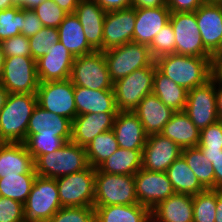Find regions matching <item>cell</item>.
Wrapping results in <instances>:
<instances>
[{
	"instance_id": "obj_35",
	"label": "cell",
	"mask_w": 222,
	"mask_h": 222,
	"mask_svg": "<svg viewBox=\"0 0 222 222\" xmlns=\"http://www.w3.org/2000/svg\"><path fill=\"white\" fill-rule=\"evenodd\" d=\"M119 148L113 130H108L97 135L86 147L89 165L97 169Z\"/></svg>"
},
{
	"instance_id": "obj_39",
	"label": "cell",
	"mask_w": 222,
	"mask_h": 222,
	"mask_svg": "<svg viewBox=\"0 0 222 222\" xmlns=\"http://www.w3.org/2000/svg\"><path fill=\"white\" fill-rule=\"evenodd\" d=\"M23 8L14 6L0 11V43L21 34Z\"/></svg>"
},
{
	"instance_id": "obj_15",
	"label": "cell",
	"mask_w": 222,
	"mask_h": 222,
	"mask_svg": "<svg viewBox=\"0 0 222 222\" xmlns=\"http://www.w3.org/2000/svg\"><path fill=\"white\" fill-rule=\"evenodd\" d=\"M135 8L106 12L103 24V51L133 42Z\"/></svg>"
},
{
	"instance_id": "obj_34",
	"label": "cell",
	"mask_w": 222,
	"mask_h": 222,
	"mask_svg": "<svg viewBox=\"0 0 222 222\" xmlns=\"http://www.w3.org/2000/svg\"><path fill=\"white\" fill-rule=\"evenodd\" d=\"M181 156L205 189H215L214 167L198 146L182 149Z\"/></svg>"
},
{
	"instance_id": "obj_33",
	"label": "cell",
	"mask_w": 222,
	"mask_h": 222,
	"mask_svg": "<svg viewBox=\"0 0 222 222\" xmlns=\"http://www.w3.org/2000/svg\"><path fill=\"white\" fill-rule=\"evenodd\" d=\"M142 168V150L118 148L98 169L107 174L135 175Z\"/></svg>"
},
{
	"instance_id": "obj_54",
	"label": "cell",
	"mask_w": 222,
	"mask_h": 222,
	"mask_svg": "<svg viewBox=\"0 0 222 222\" xmlns=\"http://www.w3.org/2000/svg\"><path fill=\"white\" fill-rule=\"evenodd\" d=\"M44 0H13L14 6L24 9H33L40 5Z\"/></svg>"
},
{
	"instance_id": "obj_31",
	"label": "cell",
	"mask_w": 222,
	"mask_h": 222,
	"mask_svg": "<svg viewBox=\"0 0 222 222\" xmlns=\"http://www.w3.org/2000/svg\"><path fill=\"white\" fill-rule=\"evenodd\" d=\"M152 93L175 112L184 111L188 90L166 77L157 67L154 73Z\"/></svg>"
},
{
	"instance_id": "obj_44",
	"label": "cell",
	"mask_w": 222,
	"mask_h": 222,
	"mask_svg": "<svg viewBox=\"0 0 222 222\" xmlns=\"http://www.w3.org/2000/svg\"><path fill=\"white\" fill-rule=\"evenodd\" d=\"M0 222H26L23 204L0 196Z\"/></svg>"
},
{
	"instance_id": "obj_61",
	"label": "cell",
	"mask_w": 222,
	"mask_h": 222,
	"mask_svg": "<svg viewBox=\"0 0 222 222\" xmlns=\"http://www.w3.org/2000/svg\"><path fill=\"white\" fill-rule=\"evenodd\" d=\"M146 222H154V219L150 217Z\"/></svg>"
},
{
	"instance_id": "obj_6",
	"label": "cell",
	"mask_w": 222,
	"mask_h": 222,
	"mask_svg": "<svg viewBox=\"0 0 222 222\" xmlns=\"http://www.w3.org/2000/svg\"><path fill=\"white\" fill-rule=\"evenodd\" d=\"M110 79L114 83L128 76L135 70L151 66L152 58L149 47L136 42L103 51Z\"/></svg>"
},
{
	"instance_id": "obj_23",
	"label": "cell",
	"mask_w": 222,
	"mask_h": 222,
	"mask_svg": "<svg viewBox=\"0 0 222 222\" xmlns=\"http://www.w3.org/2000/svg\"><path fill=\"white\" fill-rule=\"evenodd\" d=\"M133 112L138 116L147 136L161 134L175 113L153 93L146 95Z\"/></svg>"
},
{
	"instance_id": "obj_32",
	"label": "cell",
	"mask_w": 222,
	"mask_h": 222,
	"mask_svg": "<svg viewBox=\"0 0 222 222\" xmlns=\"http://www.w3.org/2000/svg\"><path fill=\"white\" fill-rule=\"evenodd\" d=\"M166 174L175 193L193 196L206 190L182 156L168 167Z\"/></svg>"
},
{
	"instance_id": "obj_53",
	"label": "cell",
	"mask_w": 222,
	"mask_h": 222,
	"mask_svg": "<svg viewBox=\"0 0 222 222\" xmlns=\"http://www.w3.org/2000/svg\"><path fill=\"white\" fill-rule=\"evenodd\" d=\"M66 13H74L76 7L78 6L79 0H52Z\"/></svg>"
},
{
	"instance_id": "obj_37",
	"label": "cell",
	"mask_w": 222,
	"mask_h": 222,
	"mask_svg": "<svg viewBox=\"0 0 222 222\" xmlns=\"http://www.w3.org/2000/svg\"><path fill=\"white\" fill-rule=\"evenodd\" d=\"M217 189L193 195V222H215Z\"/></svg>"
},
{
	"instance_id": "obj_5",
	"label": "cell",
	"mask_w": 222,
	"mask_h": 222,
	"mask_svg": "<svg viewBox=\"0 0 222 222\" xmlns=\"http://www.w3.org/2000/svg\"><path fill=\"white\" fill-rule=\"evenodd\" d=\"M23 207L26 222H47L62 207L56 179L37 175Z\"/></svg>"
},
{
	"instance_id": "obj_28",
	"label": "cell",
	"mask_w": 222,
	"mask_h": 222,
	"mask_svg": "<svg viewBox=\"0 0 222 222\" xmlns=\"http://www.w3.org/2000/svg\"><path fill=\"white\" fill-rule=\"evenodd\" d=\"M57 30L59 42L66 47L73 57L95 52L89 45L83 27L75 13H68Z\"/></svg>"
},
{
	"instance_id": "obj_13",
	"label": "cell",
	"mask_w": 222,
	"mask_h": 222,
	"mask_svg": "<svg viewBox=\"0 0 222 222\" xmlns=\"http://www.w3.org/2000/svg\"><path fill=\"white\" fill-rule=\"evenodd\" d=\"M169 22L175 34L177 54L212 57L204 47L195 12L171 13Z\"/></svg>"
},
{
	"instance_id": "obj_55",
	"label": "cell",
	"mask_w": 222,
	"mask_h": 222,
	"mask_svg": "<svg viewBox=\"0 0 222 222\" xmlns=\"http://www.w3.org/2000/svg\"><path fill=\"white\" fill-rule=\"evenodd\" d=\"M215 83L219 84L218 88H217V85L215 86L216 101H217V114H218L219 119H222V82H217L215 80Z\"/></svg>"
},
{
	"instance_id": "obj_45",
	"label": "cell",
	"mask_w": 222,
	"mask_h": 222,
	"mask_svg": "<svg viewBox=\"0 0 222 222\" xmlns=\"http://www.w3.org/2000/svg\"><path fill=\"white\" fill-rule=\"evenodd\" d=\"M198 147L200 149H222L221 120L200 130V140Z\"/></svg>"
},
{
	"instance_id": "obj_24",
	"label": "cell",
	"mask_w": 222,
	"mask_h": 222,
	"mask_svg": "<svg viewBox=\"0 0 222 222\" xmlns=\"http://www.w3.org/2000/svg\"><path fill=\"white\" fill-rule=\"evenodd\" d=\"M112 130L119 148L143 150L148 136L134 112H117Z\"/></svg>"
},
{
	"instance_id": "obj_10",
	"label": "cell",
	"mask_w": 222,
	"mask_h": 222,
	"mask_svg": "<svg viewBox=\"0 0 222 222\" xmlns=\"http://www.w3.org/2000/svg\"><path fill=\"white\" fill-rule=\"evenodd\" d=\"M0 83L9 93L36 94L40 83L36 61L32 56L5 57Z\"/></svg>"
},
{
	"instance_id": "obj_12",
	"label": "cell",
	"mask_w": 222,
	"mask_h": 222,
	"mask_svg": "<svg viewBox=\"0 0 222 222\" xmlns=\"http://www.w3.org/2000/svg\"><path fill=\"white\" fill-rule=\"evenodd\" d=\"M215 85V80L211 78L205 84L188 91L184 112L199 130L220 120Z\"/></svg>"
},
{
	"instance_id": "obj_1",
	"label": "cell",
	"mask_w": 222,
	"mask_h": 222,
	"mask_svg": "<svg viewBox=\"0 0 222 222\" xmlns=\"http://www.w3.org/2000/svg\"><path fill=\"white\" fill-rule=\"evenodd\" d=\"M211 60L173 53L157 58L155 63L166 77L189 91L212 78Z\"/></svg>"
},
{
	"instance_id": "obj_47",
	"label": "cell",
	"mask_w": 222,
	"mask_h": 222,
	"mask_svg": "<svg viewBox=\"0 0 222 222\" xmlns=\"http://www.w3.org/2000/svg\"><path fill=\"white\" fill-rule=\"evenodd\" d=\"M214 167L215 189L222 190V149H201Z\"/></svg>"
},
{
	"instance_id": "obj_26",
	"label": "cell",
	"mask_w": 222,
	"mask_h": 222,
	"mask_svg": "<svg viewBox=\"0 0 222 222\" xmlns=\"http://www.w3.org/2000/svg\"><path fill=\"white\" fill-rule=\"evenodd\" d=\"M25 173L36 172L34 160L24 143L0 142V178Z\"/></svg>"
},
{
	"instance_id": "obj_2",
	"label": "cell",
	"mask_w": 222,
	"mask_h": 222,
	"mask_svg": "<svg viewBox=\"0 0 222 222\" xmlns=\"http://www.w3.org/2000/svg\"><path fill=\"white\" fill-rule=\"evenodd\" d=\"M36 106V94L9 93L0 112V142L23 143Z\"/></svg>"
},
{
	"instance_id": "obj_51",
	"label": "cell",
	"mask_w": 222,
	"mask_h": 222,
	"mask_svg": "<svg viewBox=\"0 0 222 222\" xmlns=\"http://www.w3.org/2000/svg\"><path fill=\"white\" fill-rule=\"evenodd\" d=\"M211 69L212 78L217 82H222V51L212 56Z\"/></svg>"
},
{
	"instance_id": "obj_30",
	"label": "cell",
	"mask_w": 222,
	"mask_h": 222,
	"mask_svg": "<svg viewBox=\"0 0 222 222\" xmlns=\"http://www.w3.org/2000/svg\"><path fill=\"white\" fill-rule=\"evenodd\" d=\"M93 207L95 222H146L151 217V210L139 203Z\"/></svg>"
},
{
	"instance_id": "obj_38",
	"label": "cell",
	"mask_w": 222,
	"mask_h": 222,
	"mask_svg": "<svg viewBox=\"0 0 222 222\" xmlns=\"http://www.w3.org/2000/svg\"><path fill=\"white\" fill-rule=\"evenodd\" d=\"M23 143L35 161L40 155L52 153L67 142L58 136L26 135V140Z\"/></svg>"
},
{
	"instance_id": "obj_49",
	"label": "cell",
	"mask_w": 222,
	"mask_h": 222,
	"mask_svg": "<svg viewBox=\"0 0 222 222\" xmlns=\"http://www.w3.org/2000/svg\"><path fill=\"white\" fill-rule=\"evenodd\" d=\"M167 7L171 13L175 12H195L205 0H166Z\"/></svg>"
},
{
	"instance_id": "obj_21",
	"label": "cell",
	"mask_w": 222,
	"mask_h": 222,
	"mask_svg": "<svg viewBox=\"0 0 222 222\" xmlns=\"http://www.w3.org/2000/svg\"><path fill=\"white\" fill-rule=\"evenodd\" d=\"M86 39L95 51H103V24L106 11L94 0H79L75 9Z\"/></svg>"
},
{
	"instance_id": "obj_14",
	"label": "cell",
	"mask_w": 222,
	"mask_h": 222,
	"mask_svg": "<svg viewBox=\"0 0 222 222\" xmlns=\"http://www.w3.org/2000/svg\"><path fill=\"white\" fill-rule=\"evenodd\" d=\"M134 183L138 203L150 210L175 193L166 172H155L141 168L134 175Z\"/></svg>"
},
{
	"instance_id": "obj_8",
	"label": "cell",
	"mask_w": 222,
	"mask_h": 222,
	"mask_svg": "<svg viewBox=\"0 0 222 222\" xmlns=\"http://www.w3.org/2000/svg\"><path fill=\"white\" fill-rule=\"evenodd\" d=\"M96 169L90 165L79 172L56 179L62 207H93Z\"/></svg>"
},
{
	"instance_id": "obj_52",
	"label": "cell",
	"mask_w": 222,
	"mask_h": 222,
	"mask_svg": "<svg viewBox=\"0 0 222 222\" xmlns=\"http://www.w3.org/2000/svg\"><path fill=\"white\" fill-rule=\"evenodd\" d=\"M162 6H167L166 0H132V7L135 9Z\"/></svg>"
},
{
	"instance_id": "obj_17",
	"label": "cell",
	"mask_w": 222,
	"mask_h": 222,
	"mask_svg": "<svg viewBox=\"0 0 222 222\" xmlns=\"http://www.w3.org/2000/svg\"><path fill=\"white\" fill-rule=\"evenodd\" d=\"M74 58L62 43L53 44L47 54L36 60L39 82L70 79Z\"/></svg>"
},
{
	"instance_id": "obj_20",
	"label": "cell",
	"mask_w": 222,
	"mask_h": 222,
	"mask_svg": "<svg viewBox=\"0 0 222 222\" xmlns=\"http://www.w3.org/2000/svg\"><path fill=\"white\" fill-rule=\"evenodd\" d=\"M170 15L167 6L135 9L133 42L149 46L157 33L169 23Z\"/></svg>"
},
{
	"instance_id": "obj_59",
	"label": "cell",
	"mask_w": 222,
	"mask_h": 222,
	"mask_svg": "<svg viewBox=\"0 0 222 222\" xmlns=\"http://www.w3.org/2000/svg\"><path fill=\"white\" fill-rule=\"evenodd\" d=\"M4 62H5V55H4V52H3V49H2V45L0 43V79H1V76H2Z\"/></svg>"
},
{
	"instance_id": "obj_43",
	"label": "cell",
	"mask_w": 222,
	"mask_h": 222,
	"mask_svg": "<svg viewBox=\"0 0 222 222\" xmlns=\"http://www.w3.org/2000/svg\"><path fill=\"white\" fill-rule=\"evenodd\" d=\"M47 222H95L94 207H61Z\"/></svg>"
},
{
	"instance_id": "obj_36",
	"label": "cell",
	"mask_w": 222,
	"mask_h": 222,
	"mask_svg": "<svg viewBox=\"0 0 222 222\" xmlns=\"http://www.w3.org/2000/svg\"><path fill=\"white\" fill-rule=\"evenodd\" d=\"M36 173L16 174L0 178V196L24 204L28 198Z\"/></svg>"
},
{
	"instance_id": "obj_4",
	"label": "cell",
	"mask_w": 222,
	"mask_h": 222,
	"mask_svg": "<svg viewBox=\"0 0 222 222\" xmlns=\"http://www.w3.org/2000/svg\"><path fill=\"white\" fill-rule=\"evenodd\" d=\"M156 67L154 62L151 66L135 70L113 83L118 112H133L142 99L152 93Z\"/></svg>"
},
{
	"instance_id": "obj_18",
	"label": "cell",
	"mask_w": 222,
	"mask_h": 222,
	"mask_svg": "<svg viewBox=\"0 0 222 222\" xmlns=\"http://www.w3.org/2000/svg\"><path fill=\"white\" fill-rule=\"evenodd\" d=\"M195 15L204 47L213 56L221 51L222 5L205 3L195 11Z\"/></svg>"
},
{
	"instance_id": "obj_9",
	"label": "cell",
	"mask_w": 222,
	"mask_h": 222,
	"mask_svg": "<svg viewBox=\"0 0 222 222\" xmlns=\"http://www.w3.org/2000/svg\"><path fill=\"white\" fill-rule=\"evenodd\" d=\"M70 81L74 86L92 90H113L103 51L75 57Z\"/></svg>"
},
{
	"instance_id": "obj_60",
	"label": "cell",
	"mask_w": 222,
	"mask_h": 222,
	"mask_svg": "<svg viewBox=\"0 0 222 222\" xmlns=\"http://www.w3.org/2000/svg\"><path fill=\"white\" fill-rule=\"evenodd\" d=\"M207 4L222 5V0H205Z\"/></svg>"
},
{
	"instance_id": "obj_3",
	"label": "cell",
	"mask_w": 222,
	"mask_h": 222,
	"mask_svg": "<svg viewBox=\"0 0 222 222\" xmlns=\"http://www.w3.org/2000/svg\"><path fill=\"white\" fill-rule=\"evenodd\" d=\"M88 166L85 147L71 141L52 153L40 155L34 161L37 175L54 179L82 171Z\"/></svg>"
},
{
	"instance_id": "obj_22",
	"label": "cell",
	"mask_w": 222,
	"mask_h": 222,
	"mask_svg": "<svg viewBox=\"0 0 222 222\" xmlns=\"http://www.w3.org/2000/svg\"><path fill=\"white\" fill-rule=\"evenodd\" d=\"M72 121L43 109L37 104L28 123L26 135H47L71 140Z\"/></svg>"
},
{
	"instance_id": "obj_29",
	"label": "cell",
	"mask_w": 222,
	"mask_h": 222,
	"mask_svg": "<svg viewBox=\"0 0 222 222\" xmlns=\"http://www.w3.org/2000/svg\"><path fill=\"white\" fill-rule=\"evenodd\" d=\"M161 134L171 139L181 149L197 147L200 140V130L184 111H176Z\"/></svg>"
},
{
	"instance_id": "obj_58",
	"label": "cell",
	"mask_w": 222,
	"mask_h": 222,
	"mask_svg": "<svg viewBox=\"0 0 222 222\" xmlns=\"http://www.w3.org/2000/svg\"><path fill=\"white\" fill-rule=\"evenodd\" d=\"M14 7L13 0H0V11Z\"/></svg>"
},
{
	"instance_id": "obj_41",
	"label": "cell",
	"mask_w": 222,
	"mask_h": 222,
	"mask_svg": "<svg viewBox=\"0 0 222 222\" xmlns=\"http://www.w3.org/2000/svg\"><path fill=\"white\" fill-rule=\"evenodd\" d=\"M148 47L154 60L176 53L175 34L170 22L157 33Z\"/></svg>"
},
{
	"instance_id": "obj_16",
	"label": "cell",
	"mask_w": 222,
	"mask_h": 222,
	"mask_svg": "<svg viewBox=\"0 0 222 222\" xmlns=\"http://www.w3.org/2000/svg\"><path fill=\"white\" fill-rule=\"evenodd\" d=\"M182 149L162 134L147 137L142 150V169L166 172L168 167L181 156Z\"/></svg>"
},
{
	"instance_id": "obj_19",
	"label": "cell",
	"mask_w": 222,
	"mask_h": 222,
	"mask_svg": "<svg viewBox=\"0 0 222 222\" xmlns=\"http://www.w3.org/2000/svg\"><path fill=\"white\" fill-rule=\"evenodd\" d=\"M117 113H87L72 121L71 142L86 147L97 135L111 130Z\"/></svg>"
},
{
	"instance_id": "obj_57",
	"label": "cell",
	"mask_w": 222,
	"mask_h": 222,
	"mask_svg": "<svg viewBox=\"0 0 222 222\" xmlns=\"http://www.w3.org/2000/svg\"><path fill=\"white\" fill-rule=\"evenodd\" d=\"M9 92L0 83V112L5 105Z\"/></svg>"
},
{
	"instance_id": "obj_40",
	"label": "cell",
	"mask_w": 222,
	"mask_h": 222,
	"mask_svg": "<svg viewBox=\"0 0 222 222\" xmlns=\"http://www.w3.org/2000/svg\"><path fill=\"white\" fill-rule=\"evenodd\" d=\"M59 42L58 30L55 27H43L35 35L29 37L32 58L36 61L48 53L53 44Z\"/></svg>"
},
{
	"instance_id": "obj_27",
	"label": "cell",
	"mask_w": 222,
	"mask_h": 222,
	"mask_svg": "<svg viewBox=\"0 0 222 222\" xmlns=\"http://www.w3.org/2000/svg\"><path fill=\"white\" fill-rule=\"evenodd\" d=\"M74 98L77 115L118 112L113 90H92L81 86H75Z\"/></svg>"
},
{
	"instance_id": "obj_46",
	"label": "cell",
	"mask_w": 222,
	"mask_h": 222,
	"mask_svg": "<svg viewBox=\"0 0 222 222\" xmlns=\"http://www.w3.org/2000/svg\"><path fill=\"white\" fill-rule=\"evenodd\" d=\"M5 57L31 56L29 38L20 34L1 42Z\"/></svg>"
},
{
	"instance_id": "obj_48",
	"label": "cell",
	"mask_w": 222,
	"mask_h": 222,
	"mask_svg": "<svg viewBox=\"0 0 222 222\" xmlns=\"http://www.w3.org/2000/svg\"><path fill=\"white\" fill-rule=\"evenodd\" d=\"M22 31L25 37H31L40 31L44 26L32 9L23 8Z\"/></svg>"
},
{
	"instance_id": "obj_7",
	"label": "cell",
	"mask_w": 222,
	"mask_h": 222,
	"mask_svg": "<svg viewBox=\"0 0 222 222\" xmlns=\"http://www.w3.org/2000/svg\"><path fill=\"white\" fill-rule=\"evenodd\" d=\"M138 204L133 175L95 174L94 206Z\"/></svg>"
},
{
	"instance_id": "obj_50",
	"label": "cell",
	"mask_w": 222,
	"mask_h": 222,
	"mask_svg": "<svg viewBox=\"0 0 222 222\" xmlns=\"http://www.w3.org/2000/svg\"><path fill=\"white\" fill-rule=\"evenodd\" d=\"M106 12L132 7V0H94Z\"/></svg>"
},
{
	"instance_id": "obj_11",
	"label": "cell",
	"mask_w": 222,
	"mask_h": 222,
	"mask_svg": "<svg viewBox=\"0 0 222 222\" xmlns=\"http://www.w3.org/2000/svg\"><path fill=\"white\" fill-rule=\"evenodd\" d=\"M74 88L70 79L40 82L36 91L37 104L73 121L77 116Z\"/></svg>"
},
{
	"instance_id": "obj_56",
	"label": "cell",
	"mask_w": 222,
	"mask_h": 222,
	"mask_svg": "<svg viewBox=\"0 0 222 222\" xmlns=\"http://www.w3.org/2000/svg\"><path fill=\"white\" fill-rule=\"evenodd\" d=\"M215 222H222V190H217Z\"/></svg>"
},
{
	"instance_id": "obj_42",
	"label": "cell",
	"mask_w": 222,
	"mask_h": 222,
	"mask_svg": "<svg viewBox=\"0 0 222 222\" xmlns=\"http://www.w3.org/2000/svg\"><path fill=\"white\" fill-rule=\"evenodd\" d=\"M32 10L36 13L44 27L58 28L68 14L52 0H44Z\"/></svg>"
},
{
	"instance_id": "obj_25",
	"label": "cell",
	"mask_w": 222,
	"mask_h": 222,
	"mask_svg": "<svg viewBox=\"0 0 222 222\" xmlns=\"http://www.w3.org/2000/svg\"><path fill=\"white\" fill-rule=\"evenodd\" d=\"M154 222H193V196L174 193L152 210Z\"/></svg>"
}]
</instances>
